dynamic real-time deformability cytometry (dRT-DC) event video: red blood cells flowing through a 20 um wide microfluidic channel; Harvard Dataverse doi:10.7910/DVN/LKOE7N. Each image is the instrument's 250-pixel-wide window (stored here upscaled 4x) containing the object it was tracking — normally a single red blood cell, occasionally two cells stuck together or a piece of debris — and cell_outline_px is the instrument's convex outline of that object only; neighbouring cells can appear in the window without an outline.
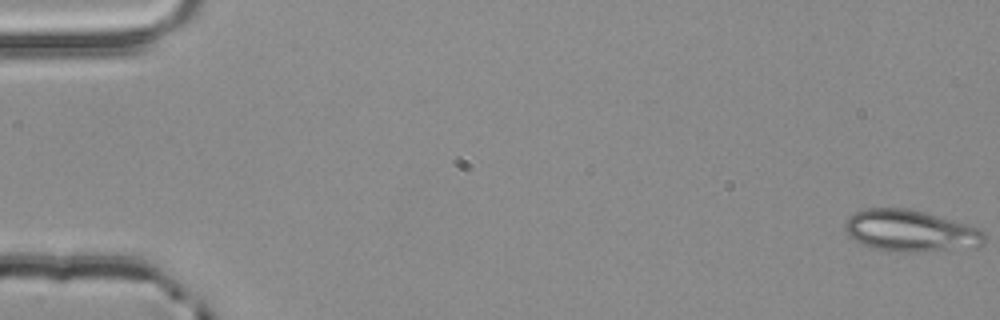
{"species": "common noctule bat (a hibernating species)", "species_latin": "Nyctalus noctula", "temperature_condition": "room temperature", "stored_images_in_passage": 55, "camera_frame_rate_fps": 3000, "um_per_image_px": 0.085, "animal": {"sex": "male", "body_mass_g": 20.4}, "frame": {"image": 1, "passage_image": 1, "time_ms": 0.0, "image_size_px": [1000, 320], "cell_outline_px": [[984, 244], [976, 248], [912, 252], [904, 252], [876, 248], [860, 244], [848, 236], [844, 228], [844, 224], [848, 216], [856, 212], [868, 208], [908, 208], [924, 212], [964, 224], [976, 228], [984, 232]], "centroid_in_image_um": [77.36, 19.63], "position_along_channel_um": 7.6, "area_um2": 33.7}}
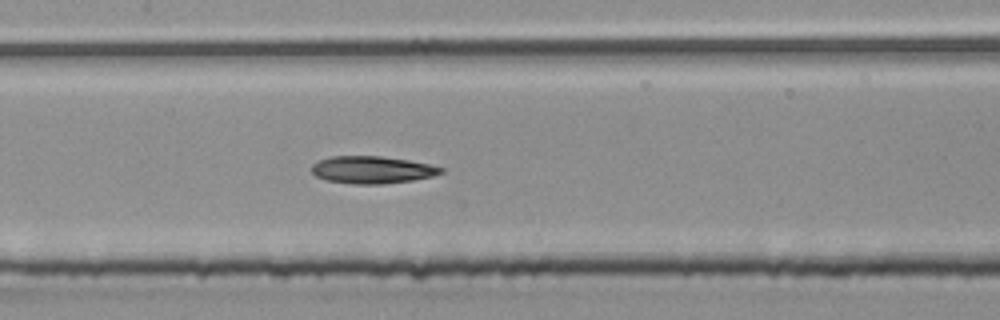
{"frame": {"image": 2, "passage_image": 27, "time_ms": 8.667, "image_size_px": [1000, 320], "cell_outline_px": [[444, 172], [432, 176], [412, 180], [384, 184], [356, 184], [324, 180], [316, 176], [312, 172], [312, 164], [320, 160], [332, 156], [380, 156], [408, 160], [428, 164], [444, 168]], "centroid_in_image_um": [31.62, 14.43], "position_along_channel_um": 175.8, "area_um2": 20.52}}
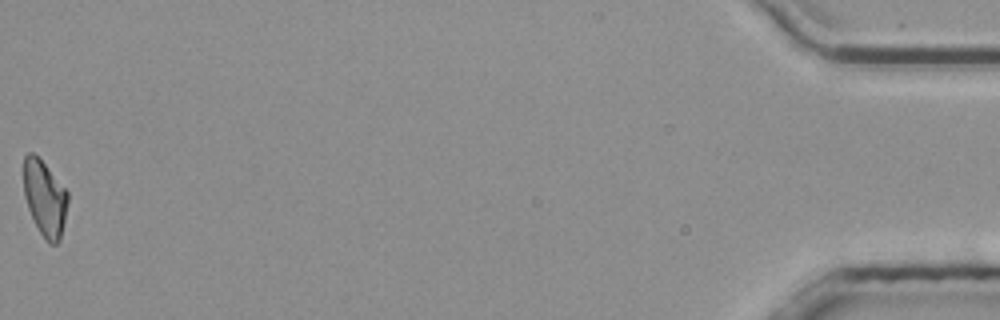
{"frame": {"image": 3, "passage_image": 55, "time_ms": 18.0, "image_size_px": [1000, 320], "cell_outline_px": [[68, 200], [60, 240], [56, 244], [48, 244], [44, 240], [28, 208], [24, 196], [24, 156], [28, 152], [32, 152], [44, 164], [68, 192]], "centroid_in_image_um": [3.8, 16.88], "position_along_channel_um": 431.4, "area_um2": 19.13}, "authors_computed_cell_mechanics": {"area_um2": 20.5768, "velocity_mm_per_s": 3.8702, "shape_relaxation_time_tau1_ms": 8.4017, "shape_relaxation_time_tau2_ms": 5.2565, "deformation_change_tau1": 0.1834, "deformation_change_tau2": 0.1244}}